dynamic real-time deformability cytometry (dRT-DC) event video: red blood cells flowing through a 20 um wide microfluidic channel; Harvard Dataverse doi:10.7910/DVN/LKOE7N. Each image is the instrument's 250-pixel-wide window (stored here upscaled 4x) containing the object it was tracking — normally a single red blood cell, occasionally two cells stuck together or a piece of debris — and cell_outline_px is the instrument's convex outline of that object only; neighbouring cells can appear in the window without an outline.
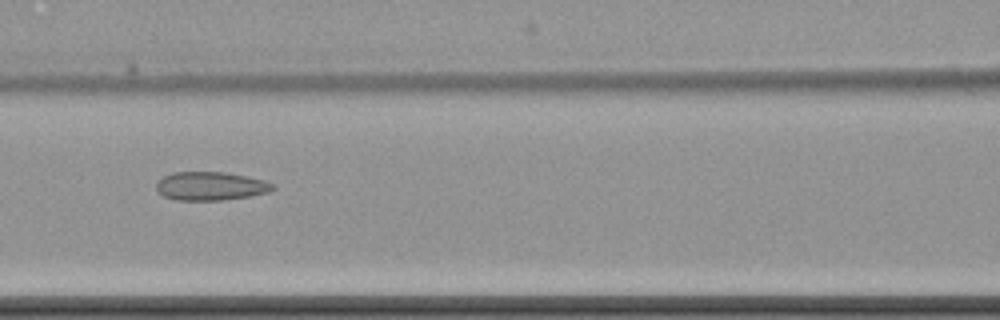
{"species": "common noctule bat (a hibernating species)", "species_latin": "Nyctalus noctula", "temperature_condition": "cold", "stored_images_in_passage": 11, "camera_frame_rate_fps": 3000, "um_per_image_px": 0.085, "animal": {"sex": "female", "body_mass_g": 22.7, "forearm_length_mm": 54.2}, "frame": {"image": 1, "passage_image": 7, "time_ms": 8.667, "image_size_px": [1000, 320], "cell_outline_px": [[276, 188], [268, 192], [248, 196], [220, 200], [176, 200], [164, 196], [156, 188], [156, 184], [164, 176], [172, 172], [224, 172], [248, 176], [264, 180], [276, 184]], "centroid_in_image_um": [17.94, 15.81], "position_along_channel_um": 148.7, "area_um2": 19.31}}
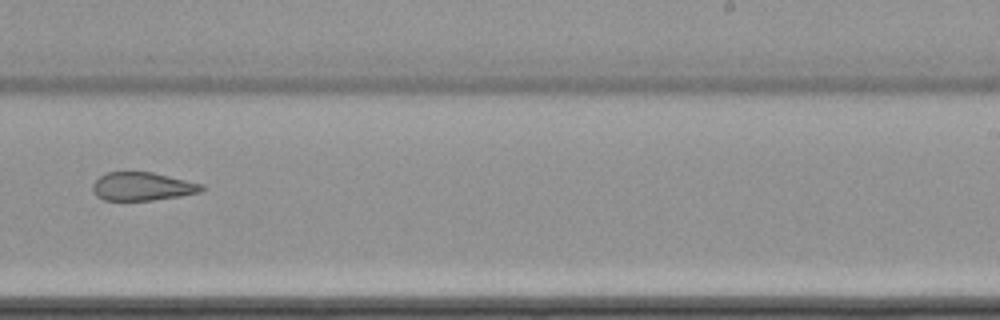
{"frame": {"image": 2, "passage_image": 10, "time_ms": 12.333, "image_size_px": [1000, 320], "cell_outline_px": [[204, 188], [200, 192], [180, 196], [152, 200], [104, 200], [96, 196], [92, 192], [92, 184], [100, 176], [108, 172], [152, 172], [204, 184]], "centroid_in_image_um": [12.09, 15.85], "position_along_channel_um": 276.9, "area_um2": 17.98}}
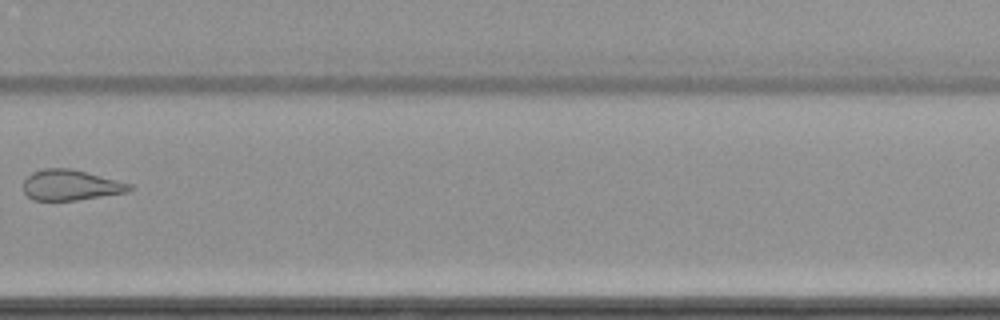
{"frame": {"image": 3, "passage_image": 11, "time_ms": 13.667, "image_size_px": [1000, 320], "cell_outline_px": [[136, 188], [128, 192], [76, 200], [32, 200], [24, 192], [24, 180], [32, 172], [44, 168], [72, 168], [132, 184]], "centroid_in_image_um": [6.03, 15.73], "position_along_channel_um": 323.8, "area_um2": 18.96}}